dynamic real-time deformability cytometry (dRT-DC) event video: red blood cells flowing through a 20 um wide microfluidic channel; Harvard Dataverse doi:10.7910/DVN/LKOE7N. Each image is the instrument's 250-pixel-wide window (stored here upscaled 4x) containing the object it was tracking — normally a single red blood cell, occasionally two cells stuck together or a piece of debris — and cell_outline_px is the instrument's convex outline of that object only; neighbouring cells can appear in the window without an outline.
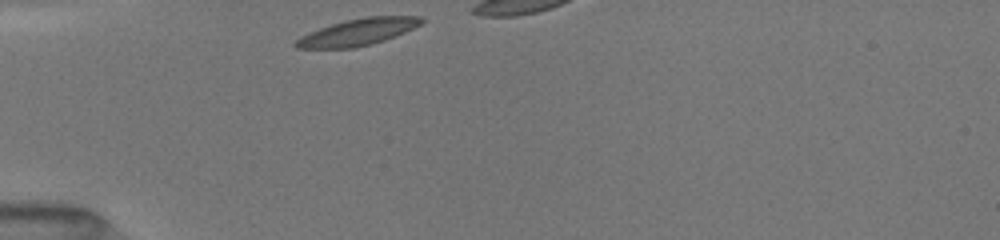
{"species": "common noctule bat (a hibernating species)", "species_latin": "Nyctalus noctula", "temperature_condition": "room temperature", "stored_images_in_passage": 9, "camera_frame_rate_fps": 3000, "um_per_image_px": 0.085, "animal": {"sex": "female", "body_mass_g": 19.5, "forearm_length_mm": 54.1}, "frame": {"image": 1, "passage_image": 1, "time_ms": 0.0, "image_size_px": [1000, 240], "cell_outline_px": [[424, 20], [420, 24], [404, 32], [384, 40], [352, 48], [296, 48], [292, 44], [296, 40], [320, 28], [344, 20], [364, 16], [420, 16]], "centroid_in_image_um": [30.41, 2.71], "position_along_channel_um": 54.6, "area_um2": 19.13}}
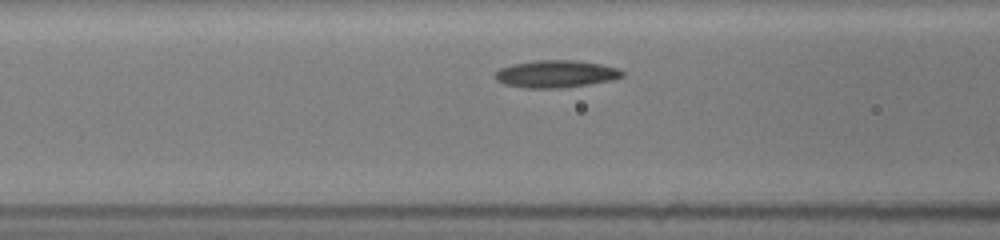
{"frame": {"image": 2, "passage_image": 7, "time_ms": 2.0, "image_size_px": [1000, 240], "cell_outline_px": [[624, 76], [608, 80], [588, 84], [560, 88], [524, 88], [504, 84], [496, 80], [492, 76], [500, 68], [512, 64], [536, 60], [572, 60], [600, 64], [616, 68], [624, 72]], "centroid_in_image_um": [47.18, 6.28], "position_along_channel_um": 119.4, "area_um2": 20.11}}